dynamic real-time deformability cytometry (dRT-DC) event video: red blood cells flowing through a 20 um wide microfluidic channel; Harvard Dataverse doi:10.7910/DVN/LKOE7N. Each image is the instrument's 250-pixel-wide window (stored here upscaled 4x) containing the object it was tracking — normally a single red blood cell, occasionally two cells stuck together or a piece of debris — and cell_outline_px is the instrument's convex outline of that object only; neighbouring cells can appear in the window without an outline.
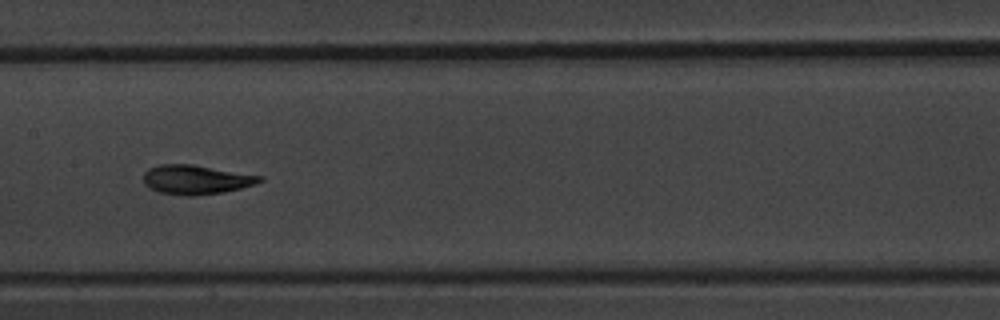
{"species": "common noctule bat (a hibernating species)", "species_latin": "Nyctalus noctula", "temperature_condition": "warm", "stored_images_in_passage": 13, "camera_frame_rate_fps": 3000, "um_per_image_px": 0.085, "animal": {"sex": "male", "body_mass_g": 20.1, "forearm_length_mm": 53.5}, "frame": {"image": 1, "passage_image": 6, "time_ms": 6.667, "image_size_px": [1000, 320], "cell_outline_px": [[264, 180], [256, 184], [224, 192], [192, 196], [184, 196], [160, 192], [144, 184], [144, 172], [148, 168], [160, 164], [192, 164], [264, 176]], "centroid_in_image_um": [16.69, 15.26], "position_along_channel_um": 190.7, "area_um2": 19.88}}
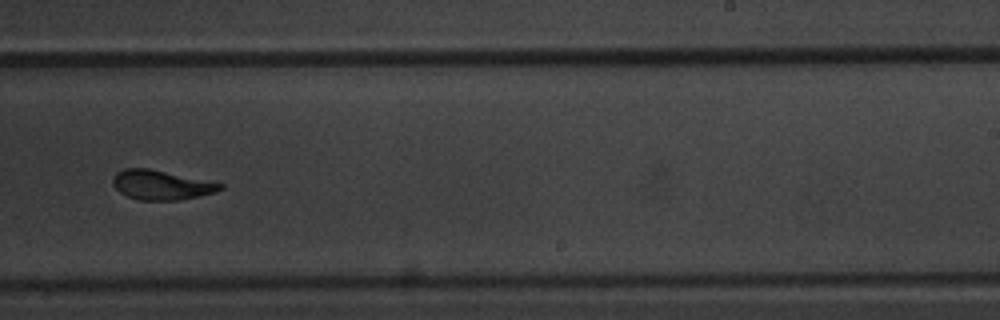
{"frame": {"image": 2, "passage_image": 8, "time_ms": 9.0, "image_size_px": [1000, 320], "cell_outline_px": [[224, 188], [216, 192], [180, 200], [140, 200], [128, 196], [120, 192], [112, 184], [112, 176], [116, 172], [124, 168], [148, 168], [224, 184]], "centroid_in_image_um": [13.68, 15.72], "position_along_channel_um": 275.3, "area_um2": 18.38}, "authors_computed_cell_mechanics": {"area_um2": 19.1896, "velocity_mm_per_s": 3.64, "shape_relaxation_time_tau1_ms": 4.3568, "shape_relaxation_time_tau2_ms": 2.0311, "deformation_change_tau1": 0.1391, "deformation_change_tau2": 0.0727}}